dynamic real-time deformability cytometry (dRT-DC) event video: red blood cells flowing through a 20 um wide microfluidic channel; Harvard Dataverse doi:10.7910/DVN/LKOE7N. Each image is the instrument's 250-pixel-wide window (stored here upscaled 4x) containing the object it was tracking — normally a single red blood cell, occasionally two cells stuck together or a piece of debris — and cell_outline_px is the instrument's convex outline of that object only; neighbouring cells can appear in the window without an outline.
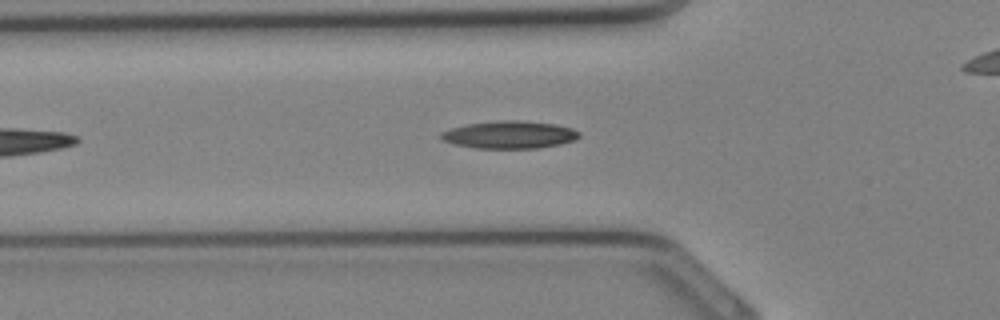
{"species": "Egyptian fruit bat (a non-hibernating species)", "species_latin": "Rousettus aegyptiacus", "temperature_condition": "cold", "stored_images_in_passage": 13, "camera_frame_rate_fps": 3000, "um_per_image_px": 0.085, "animal": {"sex": "female"}, "frame": {"image": 1, "passage_image": 4, "time_ms": 1.0, "image_size_px": [1000, 320], "cell_outline_px": [[580, 136], [576, 140], [560, 144], [536, 148], [476, 148], [456, 144], [440, 140], [440, 132], [448, 128], [468, 124], [492, 120], [524, 120], [556, 124], [572, 128], [580, 132]], "centroid_in_image_um": [43.3, 11.43], "position_along_channel_um": 82.5, "area_um2": 22.48}}
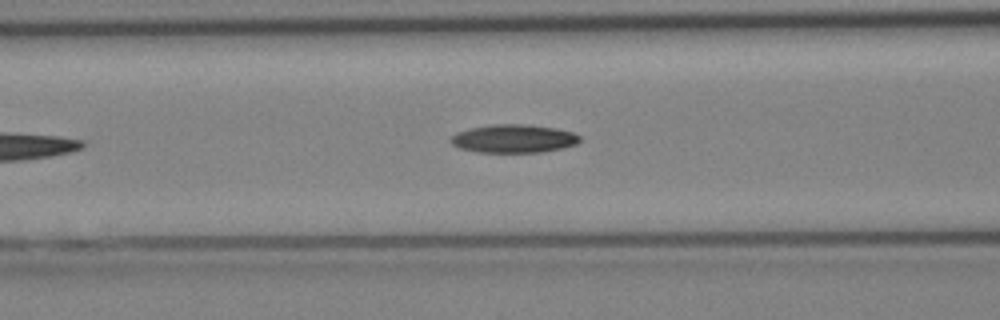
{"frame": {"image": 2, "passage_image": 6, "time_ms": 1.667, "image_size_px": [1000, 320], "cell_outline_px": [[580, 140], [576, 144], [560, 148], [540, 152], [480, 152], [460, 148], [452, 144], [448, 140], [456, 132], [468, 128], [492, 124], [524, 124], [556, 128], [572, 132], [580, 136]], "centroid_in_image_um": [43.62, 11.77], "position_along_channel_um": 123.0, "area_um2": 21.21}}